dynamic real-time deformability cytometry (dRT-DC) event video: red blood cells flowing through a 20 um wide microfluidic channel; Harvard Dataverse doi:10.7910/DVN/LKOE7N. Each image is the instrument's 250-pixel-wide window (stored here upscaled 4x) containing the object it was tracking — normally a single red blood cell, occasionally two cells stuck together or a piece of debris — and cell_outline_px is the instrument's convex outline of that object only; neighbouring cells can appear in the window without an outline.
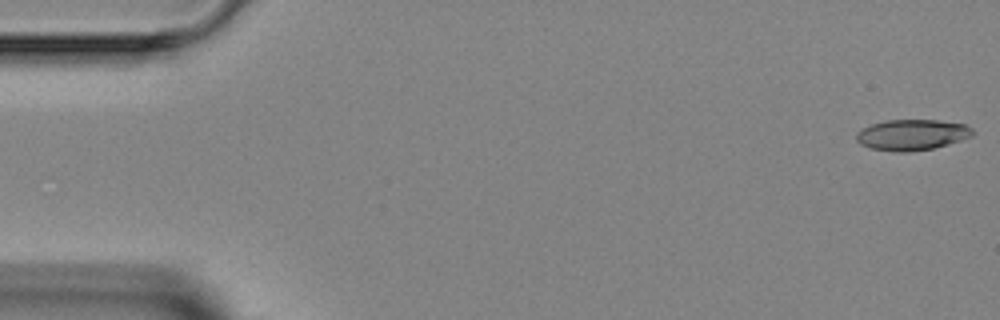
{"species": "Egyptian fruit bat (a non-hibernating species)", "species_latin": "Rousettus aegyptiacus", "temperature_condition": "room temperature", "stored_images_in_passage": 5, "camera_frame_rate_fps": 3000, "um_per_image_px": 0.085, "animal": {"sex": "female"}, "frame": {"image": 1, "passage_image": 1, "time_ms": 0.0, "image_size_px": [1000, 320], "cell_outline_px": [[976, 132], [972, 136], [948, 144], [932, 148], [908, 152], [896, 152], [868, 148], [860, 144], [856, 140], [856, 132], [872, 124], [888, 120], [936, 120], [964, 124], [972, 128]], "centroid_in_image_um": [77.51, 11.46], "position_along_channel_um": 7.5, "area_um2": 20.87}}
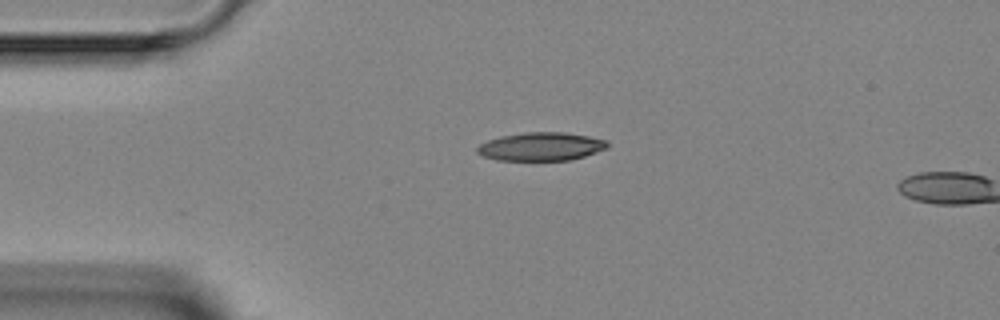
{"frame": {"image": 2, "passage_image": 4, "time_ms": 3.333, "image_size_px": [1000, 320], "cell_outline_px": [[608, 148], [584, 156], [568, 160], [496, 160], [484, 156], [476, 152], [476, 148], [480, 144], [488, 140], [500, 136], [524, 132], [564, 132], [588, 136], [608, 140]], "centroid_in_image_um": [45.99, 12.45], "position_along_channel_um": 39.0, "area_um2": 21.5}}